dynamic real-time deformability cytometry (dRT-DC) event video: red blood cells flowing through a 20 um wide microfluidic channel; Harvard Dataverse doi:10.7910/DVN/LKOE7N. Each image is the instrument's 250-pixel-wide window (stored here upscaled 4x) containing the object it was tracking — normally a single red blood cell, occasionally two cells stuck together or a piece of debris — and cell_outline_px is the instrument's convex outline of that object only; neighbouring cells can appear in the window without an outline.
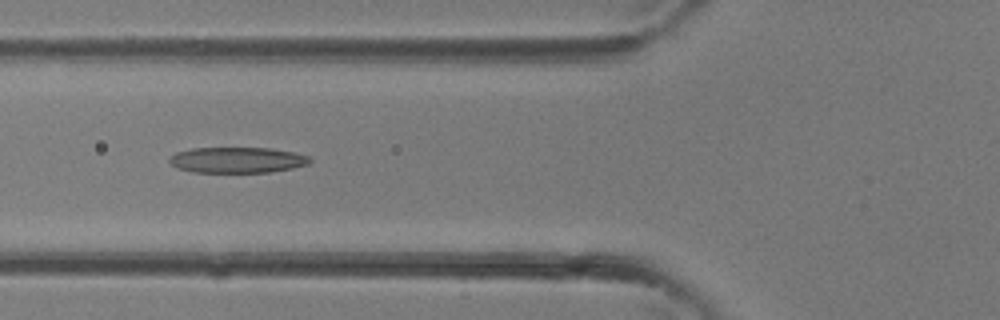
{"species": "common noctule bat (a hibernating species)", "species_latin": "Nyctalus noctula", "temperature_condition": "room temperature", "stored_images_in_passage": 36, "camera_frame_rate_fps": 3000, "um_per_image_px": 0.085, "animal": {"sex": "female"}, "frame": {"image": 1, "passage_image": 14, "time_ms": 4.333, "image_size_px": [1000, 320], "cell_outline_px": [[312, 160], [308, 164], [292, 168], [272, 172], [192, 172], [180, 168], [172, 164], [168, 160], [176, 152], [192, 148], [268, 148], [292, 152], [308, 156]], "centroid_in_image_um": [20.17, 13.6], "position_along_channel_um": 105.6, "area_um2": 20.87}}
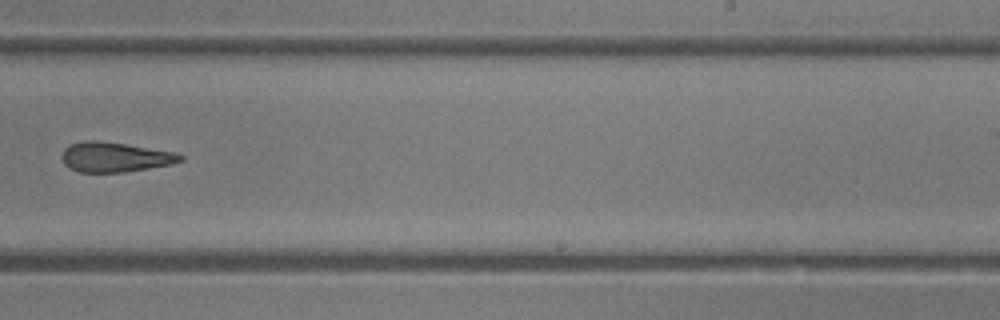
{"frame": {"image": 2, "passage_image": 23, "time_ms": 7.333, "image_size_px": [1000, 320], "cell_outline_px": [[184, 160], [172, 164], [124, 172], [80, 172], [64, 164], [60, 156], [64, 148], [72, 144], [84, 140], [100, 140], [176, 152], [184, 156]], "centroid_in_image_um": [9.77, 13.34], "position_along_channel_um": 279.2, "area_um2": 20.63}}
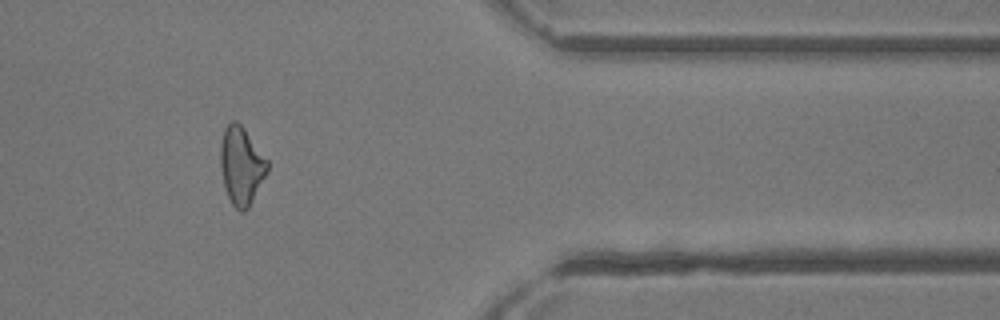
{"frame": {"image": 3, "passage_image": 30, "time_ms": 9.667, "image_size_px": [1000, 320], "cell_outline_px": [[268, 168], [248, 208], [244, 212], [240, 212], [232, 204], [228, 196], [224, 184], [220, 164], [220, 148], [224, 128], [232, 120], [236, 120], [244, 128], [268, 160]], "centroid_in_image_um": [20.5, 14.06], "position_along_channel_um": 390.9, "area_um2": 20.92}}